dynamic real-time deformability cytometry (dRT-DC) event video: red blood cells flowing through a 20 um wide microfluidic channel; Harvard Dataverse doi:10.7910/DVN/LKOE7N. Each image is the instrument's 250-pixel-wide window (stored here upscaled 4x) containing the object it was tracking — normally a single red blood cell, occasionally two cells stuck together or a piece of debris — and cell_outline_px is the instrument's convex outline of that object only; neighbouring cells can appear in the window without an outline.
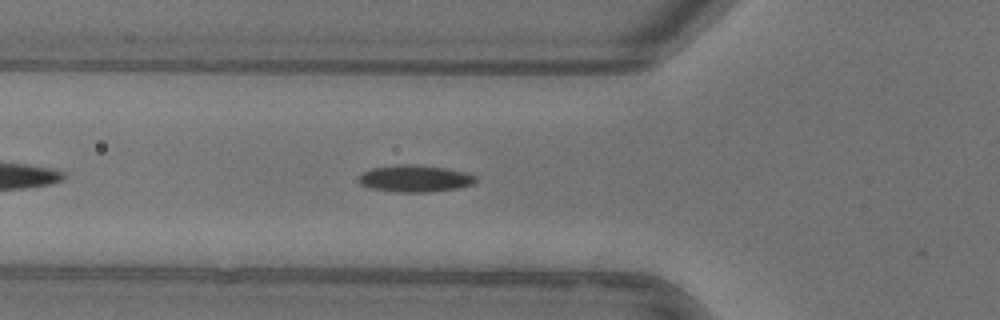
{"species": "common noctule bat (a hibernating species)", "species_latin": "Nyctalus noctula", "temperature_condition": "warm", "stored_images_in_passage": 35, "camera_frame_rate_fps": 3000, "um_per_image_px": 0.085, "animal": {"sex": "female"}, "frame": {"image": 1, "passage_image": 6, "time_ms": 1.667, "image_size_px": [1000, 320], "cell_outline_px": [[476, 184], [456, 188], [428, 192], [392, 192], [372, 188], [360, 184], [356, 180], [360, 172], [372, 168], [396, 164], [416, 164], [448, 168], [468, 172], [476, 176]], "centroid_in_image_um": [35.25, 15.16], "position_along_channel_um": 90.5, "area_um2": 18.79}}
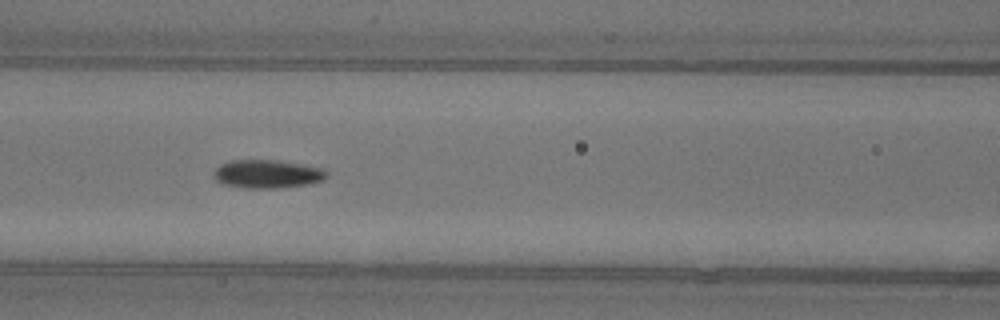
{"frame": {"image": 2, "passage_image": 10, "time_ms": 3.0, "image_size_px": [1000, 320], "cell_outline_px": [[328, 176], [320, 180], [304, 184], [276, 188], [244, 188], [224, 184], [216, 180], [212, 176], [212, 172], [220, 164], [228, 160], [276, 160], [324, 168], [328, 172]], "centroid_in_image_um": [22.66, 14.77], "position_along_channel_um": 143.9, "area_um2": 18.61}, "authors_computed_cell_mechanics": {"area_um2": 17.8602, "velocity_mm_per_s": 3.948, "shape_relaxation_time_tau1_ms": 4.6803, "shape_relaxation_time_tau2_ms": 4.9995, "deformation_change_tau1": 0.1538, "deformation_change_tau2": 0.094}}